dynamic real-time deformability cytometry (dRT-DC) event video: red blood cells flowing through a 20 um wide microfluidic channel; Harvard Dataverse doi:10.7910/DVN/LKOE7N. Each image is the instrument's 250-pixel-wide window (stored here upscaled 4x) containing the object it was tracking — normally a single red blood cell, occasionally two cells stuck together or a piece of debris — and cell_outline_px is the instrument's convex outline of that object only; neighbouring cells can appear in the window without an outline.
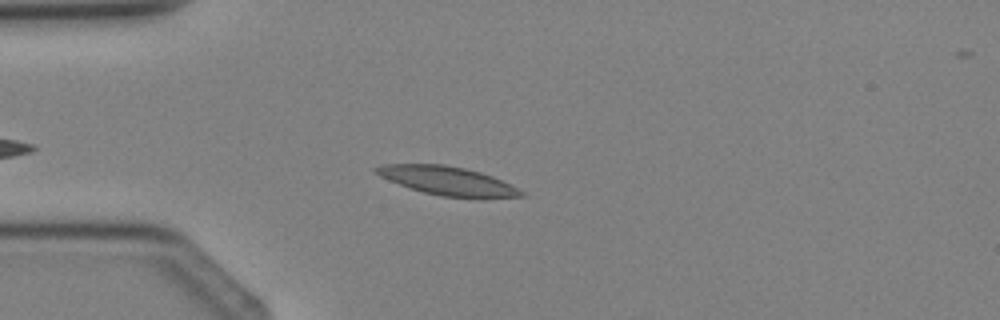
{"species": "Egyptian fruit bat (a non-hibernating species)", "species_latin": "Rousettus aegyptiacus", "temperature_condition": "cold", "stored_images_in_passage": 4, "camera_frame_rate_fps": 3000, "um_per_image_px": 0.085, "animal": {"sex": "female"}, "frame": {"image": 1, "passage_image": 4, "time_ms": 3.333, "image_size_px": [1000, 320], "cell_outline_px": [[528, 196], [476, 200], [440, 196], [424, 192], [388, 180], [372, 172], [372, 168], [384, 164], [444, 164], [464, 168], [480, 172], [492, 176], [524, 192]], "centroid_in_image_um": [38.08, 15.4], "position_along_channel_um": 46.9, "area_um2": 24.68}}